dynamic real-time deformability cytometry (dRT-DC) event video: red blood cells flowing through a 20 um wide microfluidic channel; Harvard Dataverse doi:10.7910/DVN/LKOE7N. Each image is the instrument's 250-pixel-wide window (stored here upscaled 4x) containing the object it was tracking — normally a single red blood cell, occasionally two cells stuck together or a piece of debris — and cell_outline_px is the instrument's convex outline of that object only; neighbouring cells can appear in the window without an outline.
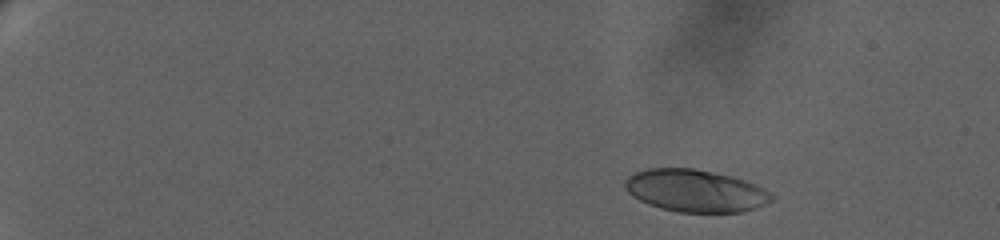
{"species": "human", "species_latin": "Homo sapiens", "temperature_condition": "warm", "stored_images_in_passage": 45, "camera_frame_rate_fps": 3000, "um_per_image_px": 0.085, "donor": {"sex": "female"}, "frame": {"image": 1, "passage_image": 1, "time_ms": 0.0, "image_size_px": [1000, 240], "cell_outline_px": [[776, 196], [772, 200], [756, 208], [744, 212], [680, 212], [660, 208], [648, 204], [632, 196], [624, 188], [624, 180], [628, 176], [636, 172], [648, 168], [692, 168], [732, 176], [756, 184], [764, 188]], "centroid_in_image_um": [59.11, 16.21], "position_along_channel_um": 25.9, "area_um2": 36.3}}
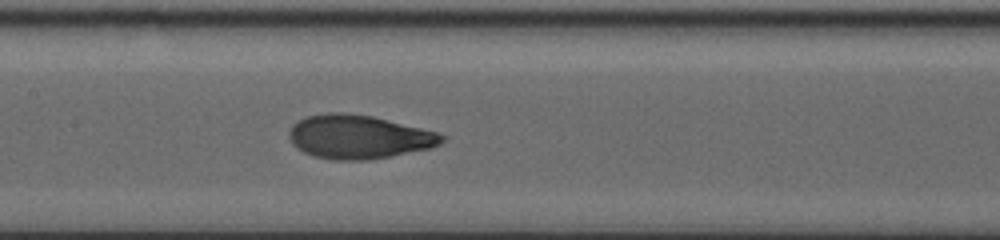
{"frame": {"image": 2, "passage_image": 26, "time_ms": 8.667, "image_size_px": [1000, 240], "cell_outline_px": [[448, 136], [440, 144], [432, 148], [392, 156], [368, 160], [332, 160], [312, 156], [296, 148], [292, 144], [288, 136], [288, 132], [292, 124], [308, 116], [328, 112], [340, 112], [372, 116], [436, 132]], "centroid_in_image_um": [30.47, 11.65], "position_along_channel_um": 176.9, "area_um2": 39.07}}
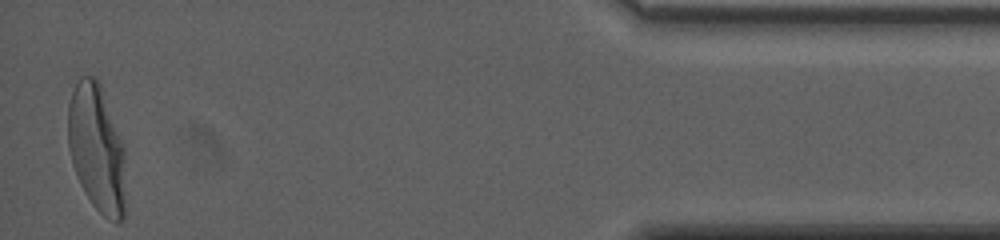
{"frame": {"image": 3, "passage_image": 45, "time_ms": 17.667, "image_size_px": [1000, 240], "cell_outline_px": [[124, 220], [120, 224], [116, 224], [104, 216], [92, 204], [80, 184], [72, 164], [68, 148], [68, 104], [72, 92], [80, 76], [92, 76], [100, 84], [124, 144]], "centroid_in_image_um": [8.22, 12.64], "position_along_channel_um": 427.0, "area_um2": 42.89}, "authors_computed_cell_mechanics": {"area_um2": 37.9168, "velocity_mm_per_s": 3.4284, "shape_relaxation_time_tau1_ms": 3.8071, "shape_relaxation_time_tau2_ms": null, "deformation_change_tau1": 0.2063, "deformation_change_tau2": null}}